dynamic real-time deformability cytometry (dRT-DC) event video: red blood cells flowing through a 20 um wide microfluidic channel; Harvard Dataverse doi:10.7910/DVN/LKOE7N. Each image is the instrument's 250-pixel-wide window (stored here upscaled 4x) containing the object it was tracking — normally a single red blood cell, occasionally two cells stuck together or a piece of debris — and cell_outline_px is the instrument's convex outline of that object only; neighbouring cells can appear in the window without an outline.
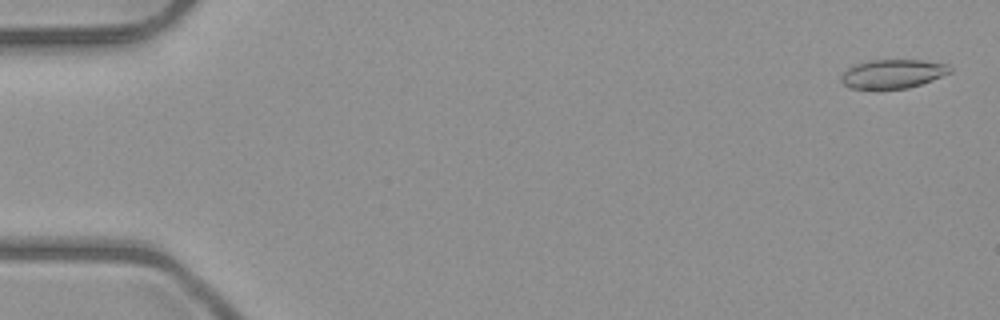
{"species": "common noctule bat (a hibernating species)", "species_latin": "Nyctalus noctula", "temperature_condition": "room temperature", "stored_images_in_passage": 6, "camera_frame_rate_fps": 3000, "um_per_image_px": 0.085, "animal": {"sex": "male", "body_mass_g": 23.1, "forearm_length_mm": 52.7}, "frame": {"image": 1, "passage_image": 1, "time_ms": 0.0, "image_size_px": [1000, 320], "cell_outline_px": [[952, 72], [932, 80], [908, 88], [848, 88], [840, 80], [840, 76], [848, 68], [856, 64], [868, 60], [924, 60], [948, 64], [952, 68]], "centroid_in_image_um": [75.9, 6.26], "position_along_channel_um": 9.1, "area_um2": 18.26}}
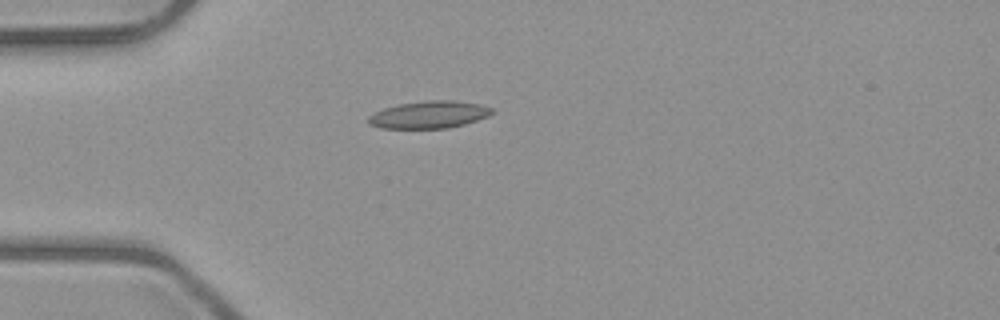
{"frame": {"image": 2, "passage_image": 4, "time_ms": 4.333, "image_size_px": [1000, 320], "cell_outline_px": [[496, 112], [488, 116], [464, 124], [448, 128], [380, 128], [368, 124], [368, 116], [384, 108], [400, 104], [428, 100], [456, 100], [480, 104], [492, 108]], "centroid_in_image_um": [36.49, 9.74], "position_along_channel_um": 48.5, "area_um2": 19.65}}
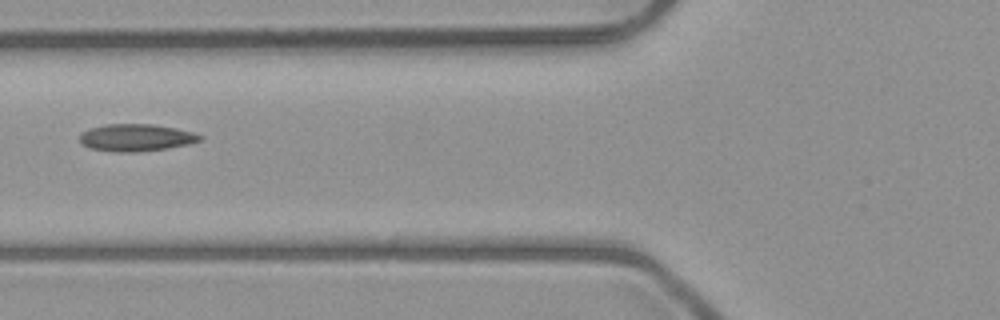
{"frame": {"image": 3, "passage_image": 6, "time_ms": 6.333, "image_size_px": [1000, 320], "cell_outline_px": [[204, 136], [200, 140], [188, 144], [164, 148], [136, 152], [116, 152], [88, 148], [80, 140], [80, 136], [88, 128], [104, 124], [152, 124], [176, 128], [192, 132]], "centroid_in_image_um": [11.55, 11.69], "position_along_channel_um": 114.3, "area_um2": 18.9}}